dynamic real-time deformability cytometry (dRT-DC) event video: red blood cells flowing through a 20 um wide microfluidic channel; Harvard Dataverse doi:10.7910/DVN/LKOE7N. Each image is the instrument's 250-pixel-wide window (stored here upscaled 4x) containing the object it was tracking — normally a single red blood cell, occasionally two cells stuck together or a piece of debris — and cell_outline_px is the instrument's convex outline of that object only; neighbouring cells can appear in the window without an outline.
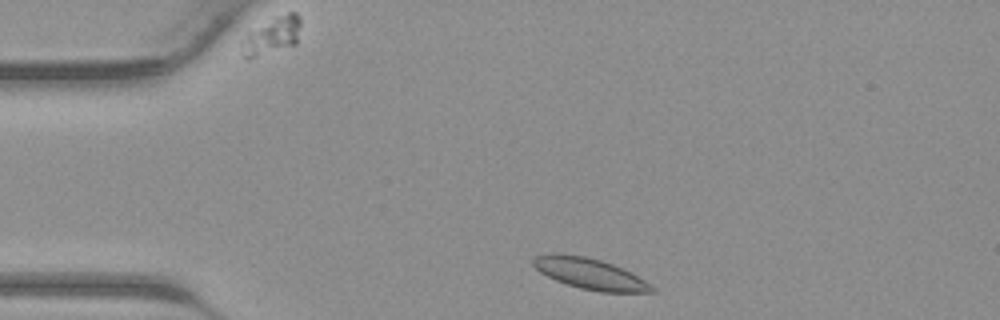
{"species": "common noctule bat (a hibernating species)", "species_latin": "Nyctalus noctula", "temperature_condition": "warm", "stored_images_in_passage": 28, "camera_frame_rate_fps": 3000, "um_per_image_px": 0.085, "animal": {"sex": "male", "body_mass_g": 23.1, "forearm_length_mm": 52.7}, "frame": {"image": 1, "passage_image": 2, "time_ms": 0.333, "image_size_px": [1000, 320], "cell_outline_px": [[656, 292], [600, 292], [580, 288], [556, 280], [540, 272], [532, 264], [532, 260], [536, 256], [548, 252], [560, 252], [584, 256], [600, 260], [612, 264], [644, 280], [656, 288]], "centroid_in_image_um": [50.09, 23.25], "position_along_channel_um": 34.9, "area_um2": 21.27}}
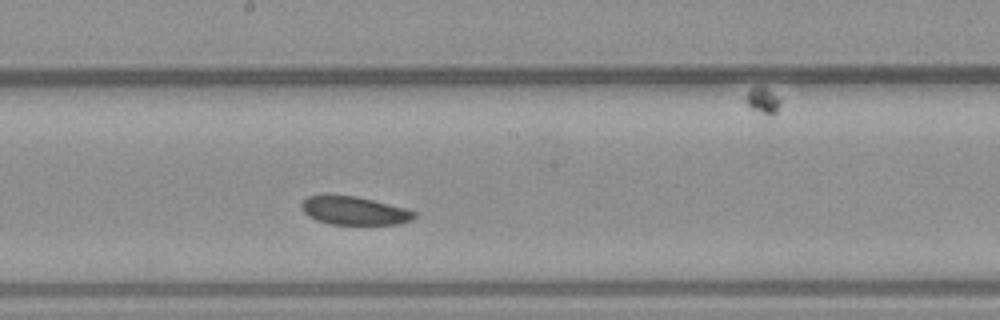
{"frame": {"image": 2, "passage_image": 16, "time_ms": 5.0, "image_size_px": [1000, 320], "cell_outline_px": [[416, 216], [412, 220], [396, 224], [332, 224], [316, 220], [308, 216], [300, 208], [300, 204], [308, 196], [356, 196], [408, 208], [416, 212]], "centroid_in_image_um": [30.14, 17.91], "position_along_channel_um": 218.1, "area_um2": 18.5}}
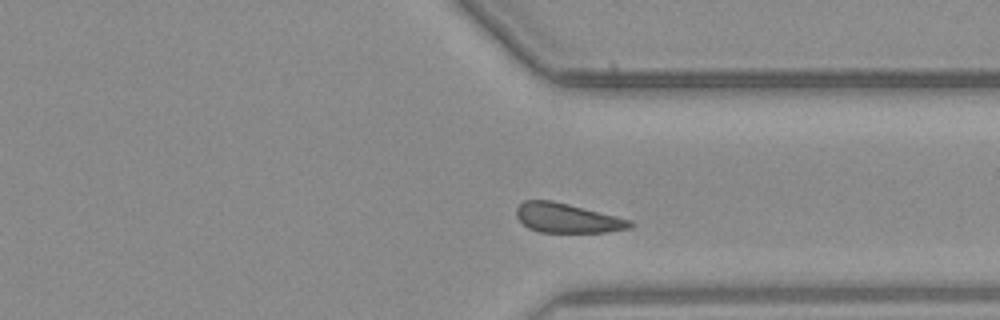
{"frame": {"image": 3, "passage_image": 25, "time_ms": 8.0, "image_size_px": [1000, 320], "cell_outline_px": [[636, 224], [632, 228], [608, 232], [540, 232], [528, 228], [516, 216], [516, 208], [524, 200], [552, 200], [632, 220]], "centroid_in_image_um": [48.24, 18.54], "position_along_channel_um": 363.2, "area_um2": 19.54}}